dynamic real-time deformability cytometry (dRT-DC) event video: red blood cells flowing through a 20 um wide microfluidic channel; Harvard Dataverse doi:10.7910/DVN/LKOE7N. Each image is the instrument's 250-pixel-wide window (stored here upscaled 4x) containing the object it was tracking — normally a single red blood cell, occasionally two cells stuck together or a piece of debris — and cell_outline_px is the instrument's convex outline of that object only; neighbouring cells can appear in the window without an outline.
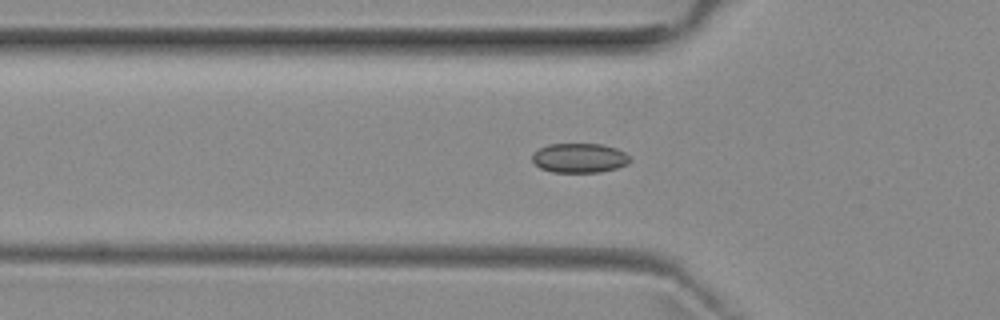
{"species": "common noctule bat (a hibernating species)", "species_latin": "Nyctalus noctula", "temperature_condition": "room temperature", "stored_images_in_passage": 45, "camera_frame_rate_fps": 3000, "um_per_image_px": 0.085, "animal": {"sex": "female", "body_mass_g": 29.2, "forearm_length_mm": 56.3}, "frame": {"image": 1, "passage_image": 16, "time_ms": 5.0, "image_size_px": [1000, 320], "cell_outline_px": [[632, 160], [628, 164], [616, 168], [600, 172], [552, 172], [540, 168], [532, 160], [532, 156], [540, 148], [548, 144], [600, 144], [616, 148], [624, 152]], "centroid_in_image_um": [49.27, 13.43], "position_along_channel_um": 76.5, "area_um2": 16.7}}
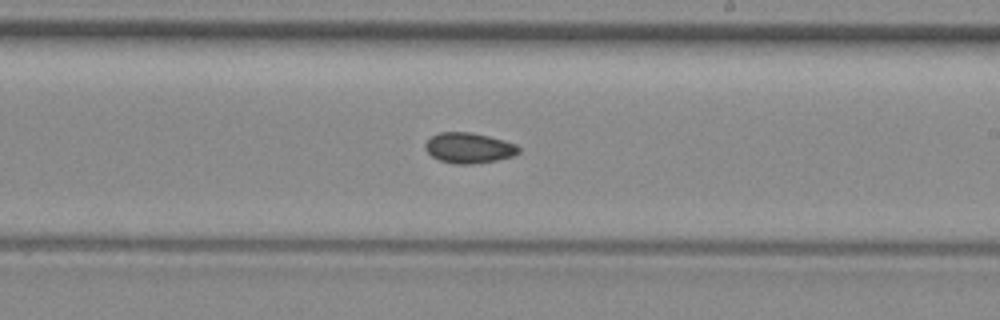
{"frame": {"image": 2, "passage_image": 29, "time_ms": 9.333, "image_size_px": [1000, 320], "cell_outline_px": [[520, 152], [512, 156], [496, 160], [472, 164], [456, 164], [440, 160], [432, 156], [424, 148], [424, 144], [432, 136], [440, 132], [472, 132], [504, 140], [516, 144], [520, 148]], "centroid_in_image_um": [39.86, 12.57], "position_along_channel_um": 249.1, "area_um2": 16.53}}
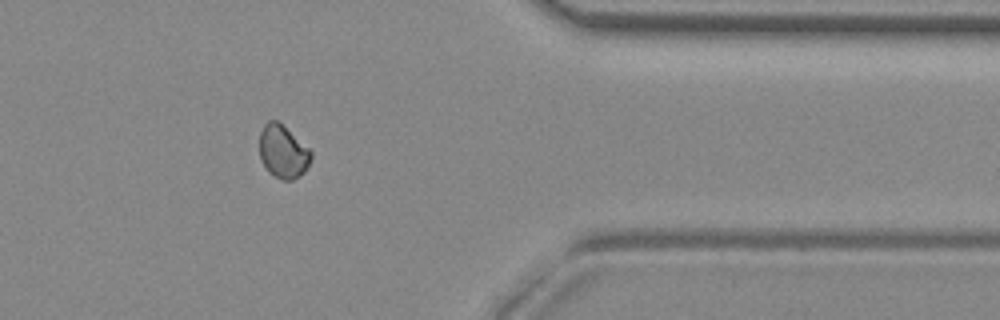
{"frame": {"image": 3, "passage_image": 41, "time_ms": 13.333, "image_size_px": [1000, 320], "cell_outline_px": [[312, 156], [304, 172], [300, 176], [292, 180], [284, 180], [268, 172], [260, 156], [260, 132], [264, 124], [268, 120], [276, 120], [308, 148], [312, 152]], "centroid_in_image_um": [24.04, 12.9], "position_along_channel_um": 387.4, "area_um2": 15.55}}